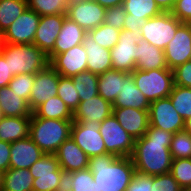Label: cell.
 I'll use <instances>...</instances> for the list:
<instances>
[{"instance_id":"cell-54","label":"cell","mask_w":191,"mask_h":191,"mask_svg":"<svg viewBox=\"0 0 191 191\" xmlns=\"http://www.w3.org/2000/svg\"><path fill=\"white\" fill-rule=\"evenodd\" d=\"M4 45V37H3V32L0 30V52L1 49L3 48Z\"/></svg>"},{"instance_id":"cell-48","label":"cell","mask_w":191,"mask_h":191,"mask_svg":"<svg viewBox=\"0 0 191 191\" xmlns=\"http://www.w3.org/2000/svg\"><path fill=\"white\" fill-rule=\"evenodd\" d=\"M10 149H11V143L0 140V172L1 173L9 169Z\"/></svg>"},{"instance_id":"cell-34","label":"cell","mask_w":191,"mask_h":191,"mask_svg":"<svg viewBox=\"0 0 191 191\" xmlns=\"http://www.w3.org/2000/svg\"><path fill=\"white\" fill-rule=\"evenodd\" d=\"M169 97L174 109L184 120L191 117V88L174 85Z\"/></svg>"},{"instance_id":"cell-16","label":"cell","mask_w":191,"mask_h":191,"mask_svg":"<svg viewBox=\"0 0 191 191\" xmlns=\"http://www.w3.org/2000/svg\"><path fill=\"white\" fill-rule=\"evenodd\" d=\"M49 64L60 76L72 78L87 70V53L83 44H80L57 54Z\"/></svg>"},{"instance_id":"cell-9","label":"cell","mask_w":191,"mask_h":191,"mask_svg":"<svg viewBox=\"0 0 191 191\" xmlns=\"http://www.w3.org/2000/svg\"><path fill=\"white\" fill-rule=\"evenodd\" d=\"M33 176V191H56L63 170L55 154H44L29 168Z\"/></svg>"},{"instance_id":"cell-39","label":"cell","mask_w":191,"mask_h":191,"mask_svg":"<svg viewBox=\"0 0 191 191\" xmlns=\"http://www.w3.org/2000/svg\"><path fill=\"white\" fill-rule=\"evenodd\" d=\"M170 173L183 188H191V158L173 159Z\"/></svg>"},{"instance_id":"cell-32","label":"cell","mask_w":191,"mask_h":191,"mask_svg":"<svg viewBox=\"0 0 191 191\" xmlns=\"http://www.w3.org/2000/svg\"><path fill=\"white\" fill-rule=\"evenodd\" d=\"M27 8V0H0V30L4 32Z\"/></svg>"},{"instance_id":"cell-10","label":"cell","mask_w":191,"mask_h":191,"mask_svg":"<svg viewBox=\"0 0 191 191\" xmlns=\"http://www.w3.org/2000/svg\"><path fill=\"white\" fill-rule=\"evenodd\" d=\"M99 128L100 123L92 121H73L72 123L70 137L89 158L107 153Z\"/></svg>"},{"instance_id":"cell-3","label":"cell","mask_w":191,"mask_h":191,"mask_svg":"<svg viewBox=\"0 0 191 191\" xmlns=\"http://www.w3.org/2000/svg\"><path fill=\"white\" fill-rule=\"evenodd\" d=\"M72 123L73 120L40 118L32 113L29 137L45 154H55L70 138Z\"/></svg>"},{"instance_id":"cell-44","label":"cell","mask_w":191,"mask_h":191,"mask_svg":"<svg viewBox=\"0 0 191 191\" xmlns=\"http://www.w3.org/2000/svg\"><path fill=\"white\" fill-rule=\"evenodd\" d=\"M152 176L135 171L125 191H151Z\"/></svg>"},{"instance_id":"cell-51","label":"cell","mask_w":191,"mask_h":191,"mask_svg":"<svg viewBox=\"0 0 191 191\" xmlns=\"http://www.w3.org/2000/svg\"><path fill=\"white\" fill-rule=\"evenodd\" d=\"M177 0H155L156 5L162 12H171Z\"/></svg>"},{"instance_id":"cell-2","label":"cell","mask_w":191,"mask_h":191,"mask_svg":"<svg viewBox=\"0 0 191 191\" xmlns=\"http://www.w3.org/2000/svg\"><path fill=\"white\" fill-rule=\"evenodd\" d=\"M88 169L102 191H125L135 167L130 157L103 154L89 158Z\"/></svg>"},{"instance_id":"cell-31","label":"cell","mask_w":191,"mask_h":191,"mask_svg":"<svg viewBox=\"0 0 191 191\" xmlns=\"http://www.w3.org/2000/svg\"><path fill=\"white\" fill-rule=\"evenodd\" d=\"M126 19H149L162 13L155 0H123Z\"/></svg>"},{"instance_id":"cell-29","label":"cell","mask_w":191,"mask_h":191,"mask_svg":"<svg viewBox=\"0 0 191 191\" xmlns=\"http://www.w3.org/2000/svg\"><path fill=\"white\" fill-rule=\"evenodd\" d=\"M33 180L29 169L9 168L2 173L0 191H33Z\"/></svg>"},{"instance_id":"cell-17","label":"cell","mask_w":191,"mask_h":191,"mask_svg":"<svg viewBox=\"0 0 191 191\" xmlns=\"http://www.w3.org/2000/svg\"><path fill=\"white\" fill-rule=\"evenodd\" d=\"M66 17V14L41 16L33 44L46 55L54 49L55 41Z\"/></svg>"},{"instance_id":"cell-56","label":"cell","mask_w":191,"mask_h":191,"mask_svg":"<svg viewBox=\"0 0 191 191\" xmlns=\"http://www.w3.org/2000/svg\"><path fill=\"white\" fill-rule=\"evenodd\" d=\"M183 191H191V188L183 189Z\"/></svg>"},{"instance_id":"cell-52","label":"cell","mask_w":191,"mask_h":191,"mask_svg":"<svg viewBox=\"0 0 191 191\" xmlns=\"http://www.w3.org/2000/svg\"><path fill=\"white\" fill-rule=\"evenodd\" d=\"M97 2L99 5L105 8L119 6L123 4V0H93Z\"/></svg>"},{"instance_id":"cell-38","label":"cell","mask_w":191,"mask_h":191,"mask_svg":"<svg viewBox=\"0 0 191 191\" xmlns=\"http://www.w3.org/2000/svg\"><path fill=\"white\" fill-rule=\"evenodd\" d=\"M57 96L65 102L73 113L78 108L80 99L78 92L73 85L72 78L60 76Z\"/></svg>"},{"instance_id":"cell-53","label":"cell","mask_w":191,"mask_h":191,"mask_svg":"<svg viewBox=\"0 0 191 191\" xmlns=\"http://www.w3.org/2000/svg\"><path fill=\"white\" fill-rule=\"evenodd\" d=\"M184 129L191 134V117L185 120Z\"/></svg>"},{"instance_id":"cell-7","label":"cell","mask_w":191,"mask_h":191,"mask_svg":"<svg viewBox=\"0 0 191 191\" xmlns=\"http://www.w3.org/2000/svg\"><path fill=\"white\" fill-rule=\"evenodd\" d=\"M99 131L108 154L116 157L132 155L135 139L126 132L113 113L100 123Z\"/></svg>"},{"instance_id":"cell-30","label":"cell","mask_w":191,"mask_h":191,"mask_svg":"<svg viewBox=\"0 0 191 191\" xmlns=\"http://www.w3.org/2000/svg\"><path fill=\"white\" fill-rule=\"evenodd\" d=\"M33 113L40 118L73 120V112L58 96H53L43 102Z\"/></svg>"},{"instance_id":"cell-58","label":"cell","mask_w":191,"mask_h":191,"mask_svg":"<svg viewBox=\"0 0 191 191\" xmlns=\"http://www.w3.org/2000/svg\"><path fill=\"white\" fill-rule=\"evenodd\" d=\"M1 176H2V173L0 172V189H1Z\"/></svg>"},{"instance_id":"cell-12","label":"cell","mask_w":191,"mask_h":191,"mask_svg":"<svg viewBox=\"0 0 191 191\" xmlns=\"http://www.w3.org/2000/svg\"><path fill=\"white\" fill-rule=\"evenodd\" d=\"M105 11L93 0H80L69 3L66 15L88 33L104 23Z\"/></svg>"},{"instance_id":"cell-20","label":"cell","mask_w":191,"mask_h":191,"mask_svg":"<svg viewBox=\"0 0 191 191\" xmlns=\"http://www.w3.org/2000/svg\"><path fill=\"white\" fill-rule=\"evenodd\" d=\"M113 113L112 104L99 94L81 101L73 113V121L101 123Z\"/></svg>"},{"instance_id":"cell-27","label":"cell","mask_w":191,"mask_h":191,"mask_svg":"<svg viewBox=\"0 0 191 191\" xmlns=\"http://www.w3.org/2000/svg\"><path fill=\"white\" fill-rule=\"evenodd\" d=\"M0 109L3 116H31L32 110L26 100L6 86L0 88Z\"/></svg>"},{"instance_id":"cell-50","label":"cell","mask_w":191,"mask_h":191,"mask_svg":"<svg viewBox=\"0 0 191 191\" xmlns=\"http://www.w3.org/2000/svg\"><path fill=\"white\" fill-rule=\"evenodd\" d=\"M147 22V19L142 20H135V19H125L124 22V29H127L129 31H133L136 33L141 32L142 26Z\"/></svg>"},{"instance_id":"cell-21","label":"cell","mask_w":191,"mask_h":191,"mask_svg":"<svg viewBox=\"0 0 191 191\" xmlns=\"http://www.w3.org/2000/svg\"><path fill=\"white\" fill-rule=\"evenodd\" d=\"M55 156L64 171L75 172L88 168L89 157L71 137L59 146Z\"/></svg>"},{"instance_id":"cell-37","label":"cell","mask_w":191,"mask_h":191,"mask_svg":"<svg viewBox=\"0 0 191 191\" xmlns=\"http://www.w3.org/2000/svg\"><path fill=\"white\" fill-rule=\"evenodd\" d=\"M169 149L172 159L191 158V134L185 129L174 133Z\"/></svg>"},{"instance_id":"cell-55","label":"cell","mask_w":191,"mask_h":191,"mask_svg":"<svg viewBox=\"0 0 191 191\" xmlns=\"http://www.w3.org/2000/svg\"><path fill=\"white\" fill-rule=\"evenodd\" d=\"M186 24L189 26V28H190V30H191V19L188 20V21L186 22Z\"/></svg>"},{"instance_id":"cell-26","label":"cell","mask_w":191,"mask_h":191,"mask_svg":"<svg viewBox=\"0 0 191 191\" xmlns=\"http://www.w3.org/2000/svg\"><path fill=\"white\" fill-rule=\"evenodd\" d=\"M31 116H3L0 119V140L8 143L29 137Z\"/></svg>"},{"instance_id":"cell-8","label":"cell","mask_w":191,"mask_h":191,"mask_svg":"<svg viewBox=\"0 0 191 191\" xmlns=\"http://www.w3.org/2000/svg\"><path fill=\"white\" fill-rule=\"evenodd\" d=\"M140 34L127 29L121 30L118 42L110 49L112 69L128 73L136 69L137 44Z\"/></svg>"},{"instance_id":"cell-15","label":"cell","mask_w":191,"mask_h":191,"mask_svg":"<svg viewBox=\"0 0 191 191\" xmlns=\"http://www.w3.org/2000/svg\"><path fill=\"white\" fill-rule=\"evenodd\" d=\"M164 54L167 67L171 70L190 61L191 30L186 23L177 28L174 38L165 47Z\"/></svg>"},{"instance_id":"cell-23","label":"cell","mask_w":191,"mask_h":191,"mask_svg":"<svg viewBox=\"0 0 191 191\" xmlns=\"http://www.w3.org/2000/svg\"><path fill=\"white\" fill-rule=\"evenodd\" d=\"M87 53V70L100 75L112 69L110 50L99 46L89 33L82 42Z\"/></svg>"},{"instance_id":"cell-40","label":"cell","mask_w":191,"mask_h":191,"mask_svg":"<svg viewBox=\"0 0 191 191\" xmlns=\"http://www.w3.org/2000/svg\"><path fill=\"white\" fill-rule=\"evenodd\" d=\"M34 82L35 74H18L9 82L8 87L29 102Z\"/></svg>"},{"instance_id":"cell-35","label":"cell","mask_w":191,"mask_h":191,"mask_svg":"<svg viewBox=\"0 0 191 191\" xmlns=\"http://www.w3.org/2000/svg\"><path fill=\"white\" fill-rule=\"evenodd\" d=\"M28 8L40 16L66 14L68 0H27Z\"/></svg>"},{"instance_id":"cell-36","label":"cell","mask_w":191,"mask_h":191,"mask_svg":"<svg viewBox=\"0 0 191 191\" xmlns=\"http://www.w3.org/2000/svg\"><path fill=\"white\" fill-rule=\"evenodd\" d=\"M88 33L99 46L110 50L118 42L121 30L103 23Z\"/></svg>"},{"instance_id":"cell-6","label":"cell","mask_w":191,"mask_h":191,"mask_svg":"<svg viewBox=\"0 0 191 191\" xmlns=\"http://www.w3.org/2000/svg\"><path fill=\"white\" fill-rule=\"evenodd\" d=\"M182 24L171 12H162L147 19L142 26L140 39L162 50L174 38L177 28Z\"/></svg>"},{"instance_id":"cell-57","label":"cell","mask_w":191,"mask_h":191,"mask_svg":"<svg viewBox=\"0 0 191 191\" xmlns=\"http://www.w3.org/2000/svg\"><path fill=\"white\" fill-rule=\"evenodd\" d=\"M74 1H80V0H68L69 3L74 2Z\"/></svg>"},{"instance_id":"cell-28","label":"cell","mask_w":191,"mask_h":191,"mask_svg":"<svg viewBox=\"0 0 191 191\" xmlns=\"http://www.w3.org/2000/svg\"><path fill=\"white\" fill-rule=\"evenodd\" d=\"M128 72L119 70H108L99 75L98 93L106 101L113 104L122 89V82H125V75Z\"/></svg>"},{"instance_id":"cell-5","label":"cell","mask_w":191,"mask_h":191,"mask_svg":"<svg viewBox=\"0 0 191 191\" xmlns=\"http://www.w3.org/2000/svg\"><path fill=\"white\" fill-rule=\"evenodd\" d=\"M131 75L136 87L150 103L169 97L174 87L173 70L169 68L147 71L135 69Z\"/></svg>"},{"instance_id":"cell-46","label":"cell","mask_w":191,"mask_h":191,"mask_svg":"<svg viewBox=\"0 0 191 191\" xmlns=\"http://www.w3.org/2000/svg\"><path fill=\"white\" fill-rule=\"evenodd\" d=\"M172 15L182 23H186L191 19V0H177Z\"/></svg>"},{"instance_id":"cell-4","label":"cell","mask_w":191,"mask_h":191,"mask_svg":"<svg viewBox=\"0 0 191 191\" xmlns=\"http://www.w3.org/2000/svg\"><path fill=\"white\" fill-rule=\"evenodd\" d=\"M1 52L9 63L13 76L36 74L49 64L48 56L34 44L4 43Z\"/></svg>"},{"instance_id":"cell-41","label":"cell","mask_w":191,"mask_h":191,"mask_svg":"<svg viewBox=\"0 0 191 191\" xmlns=\"http://www.w3.org/2000/svg\"><path fill=\"white\" fill-rule=\"evenodd\" d=\"M72 179V191H102L88 168L72 172Z\"/></svg>"},{"instance_id":"cell-42","label":"cell","mask_w":191,"mask_h":191,"mask_svg":"<svg viewBox=\"0 0 191 191\" xmlns=\"http://www.w3.org/2000/svg\"><path fill=\"white\" fill-rule=\"evenodd\" d=\"M151 191H183V188L169 172L166 174L152 176Z\"/></svg>"},{"instance_id":"cell-1","label":"cell","mask_w":191,"mask_h":191,"mask_svg":"<svg viewBox=\"0 0 191 191\" xmlns=\"http://www.w3.org/2000/svg\"><path fill=\"white\" fill-rule=\"evenodd\" d=\"M173 133L152 127L135 140L130 156L135 171L150 176L166 174L171 171L172 156L170 143Z\"/></svg>"},{"instance_id":"cell-14","label":"cell","mask_w":191,"mask_h":191,"mask_svg":"<svg viewBox=\"0 0 191 191\" xmlns=\"http://www.w3.org/2000/svg\"><path fill=\"white\" fill-rule=\"evenodd\" d=\"M59 78L60 75L50 64L35 74L28 102L32 112L49 98L57 96Z\"/></svg>"},{"instance_id":"cell-22","label":"cell","mask_w":191,"mask_h":191,"mask_svg":"<svg viewBox=\"0 0 191 191\" xmlns=\"http://www.w3.org/2000/svg\"><path fill=\"white\" fill-rule=\"evenodd\" d=\"M87 32L76 22L68 17L64 19L61 31L55 41L54 49L47 55L49 62L57 55L61 54L74 46L82 44Z\"/></svg>"},{"instance_id":"cell-13","label":"cell","mask_w":191,"mask_h":191,"mask_svg":"<svg viewBox=\"0 0 191 191\" xmlns=\"http://www.w3.org/2000/svg\"><path fill=\"white\" fill-rule=\"evenodd\" d=\"M41 16L35 11L27 10L19 16L4 32V43L33 44Z\"/></svg>"},{"instance_id":"cell-19","label":"cell","mask_w":191,"mask_h":191,"mask_svg":"<svg viewBox=\"0 0 191 191\" xmlns=\"http://www.w3.org/2000/svg\"><path fill=\"white\" fill-rule=\"evenodd\" d=\"M44 154L30 137L12 142L9 168L29 169Z\"/></svg>"},{"instance_id":"cell-18","label":"cell","mask_w":191,"mask_h":191,"mask_svg":"<svg viewBox=\"0 0 191 191\" xmlns=\"http://www.w3.org/2000/svg\"><path fill=\"white\" fill-rule=\"evenodd\" d=\"M117 121L135 140L141 138L149 128V111L132 107L113 108Z\"/></svg>"},{"instance_id":"cell-33","label":"cell","mask_w":191,"mask_h":191,"mask_svg":"<svg viewBox=\"0 0 191 191\" xmlns=\"http://www.w3.org/2000/svg\"><path fill=\"white\" fill-rule=\"evenodd\" d=\"M99 75L88 70L72 77L73 85L78 92L80 102L98 95Z\"/></svg>"},{"instance_id":"cell-25","label":"cell","mask_w":191,"mask_h":191,"mask_svg":"<svg viewBox=\"0 0 191 191\" xmlns=\"http://www.w3.org/2000/svg\"><path fill=\"white\" fill-rule=\"evenodd\" d=\"M166 68L168 67L165 60L164 50L140 39L137 44L136 69L147 71Z\"/></svg>"},{"instance_id":"cell-11","label":"cell","mask_w":191,"mask_h":191,"mask_svg":"<svg viewBox=\"0 0 191 191\" xmlns=\"http://www.w3.org/2000/svg\"><path fill=\"white\" fill-rule=\"evenodd\" d=\"M150 126L176 133L183 130L185 120L174 109L170 97L151 102L149 106Z\"/></svg>"},{"instance_id":"cell-43","label":"cell","mask_w":191,"mask_h":191,"mask_svg":"<svg viewBox=\"0 0 191 191\" xmlns=\"http://www.w3.org/2000/svg\"><path fill=\"white\" fill-rule=\"evenodd\" d=\"M126 14L122 5L106 8L104 23L119 30H123Z\"/></svg>"},{"instance_id":"cell-59","label":"cell","mask_w":191,"mask_h":191,"mask_svg":"<svg viewBox=\"0 0 191 191\" xmlns=\"http://www.w3.org/2000/svg\"><path fill=\"white\" fill-rule=\"evenodd\" d=\"M3 117V114H2V112H1V109H0V119Z\"/></svg>"},{"instance_id":"cell-49","label":"cell","mask_w":191,"mask_h":191,"mask_svg":"<svg viewBox=\"0 0 191 191\" xmlns=\"http://www.w3.org/2000/svg\"><path fill=\"white\" fill-rule=\"evenodd\" d=\"M72 172L61 171V178L56 191H72Z\"/></svg>"},{"instance_id":"cell-24","label":"cell","mask_w":191,"mask_h":191,"mask_svg":"<svg viewBox=\"0 0 191 191\" xmlns=\"http://www.w3.org/2000/svg\"><path fill=\"white\" fill-rule=\"evenodd\" d=\"M150 102L136 87L131 73L125 75V82H122L121 92L112 104L113 108L132 107L140 110H149Z\"/></svg>"},{"instance_id":"cell-45","label":"cell","mask_w":191,"mask_h":191,"mask_svg":"<svg viewBox=\"0 0 191 191\" xmlns=\"http://www.w3.org/2000/svg\"><path fill=\"white\" fill-rule=\"evenodd\" d=\"M174 85L191 88V61L173 69Z\"/></svg>"},{"instance_id":"cell-47","label":"cell","mask_w":191,"mask_h":191,"mask_svg":"<svg viewBox=\"0 0 191 191\" xmlns=\"http://www.w3.org/2000/svg\"><path fill=\"white\" fill-rule=\"evenodd\" d=\"M13 77L10 73L9 63L6 62L4 55L0 52V88L8 86Z\"/></svg>"}]
</instances>
